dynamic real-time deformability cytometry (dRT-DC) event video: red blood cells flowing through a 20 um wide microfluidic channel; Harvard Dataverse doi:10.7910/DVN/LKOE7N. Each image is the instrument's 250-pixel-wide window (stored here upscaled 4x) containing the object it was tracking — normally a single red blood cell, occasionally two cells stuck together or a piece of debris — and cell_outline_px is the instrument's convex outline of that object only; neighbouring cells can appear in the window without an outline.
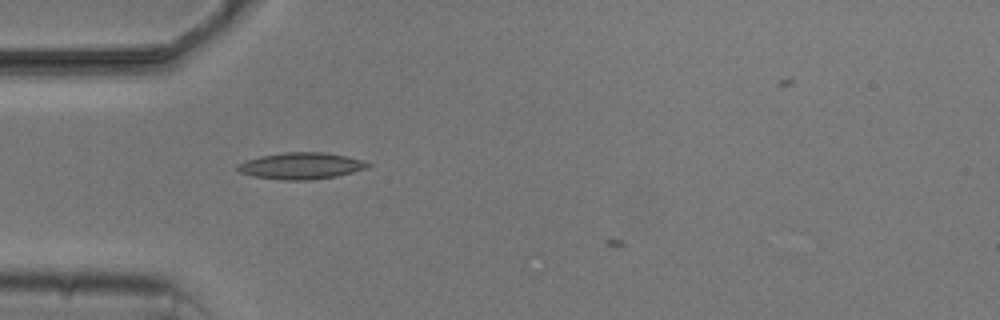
{"species": "common noctule bat (a hibernating species)", "species_latin": "Nyctalus noctula", "temperature_condition": "cold", "stored_images_in_passage": 4, "camera_frame_rate_fps": 3000, "um_per_image_px": 0.085, "animal": {"sex": "male", "body_mass_g": 20.5, "forearm_length_mm": 52.5}, "frame": {"image": 1, "passage_image": 4, "time_ms": 4.667, "image_size_px": [1000, 320], "cell_outline_px": [[372, 164], [368, 168], [336, 176], [312, 180], [280, 180], [252, 176], [240, 172], [236, 168], [236, 164], [244, 160], [260, 156], [284, 152], [324, 152], [344, 156], [360, 160]], "centroid_in_image_um": [25.53, 14.1], "position_along_channel_um": 59.5, "area_um2": 20.23}}